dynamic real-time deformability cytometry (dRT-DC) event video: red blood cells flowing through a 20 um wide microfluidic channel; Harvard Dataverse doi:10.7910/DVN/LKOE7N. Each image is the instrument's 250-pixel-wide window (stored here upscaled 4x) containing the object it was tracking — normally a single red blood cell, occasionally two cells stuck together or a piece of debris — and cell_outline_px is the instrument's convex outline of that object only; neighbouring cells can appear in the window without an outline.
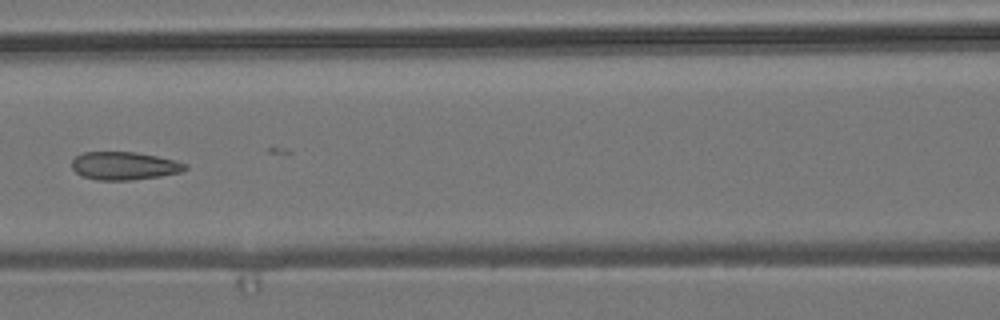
{"species": "common noctule bat (a hibernating species)", "species_latin": "Nyctalus noctula", "temperature_condition": "room temperature", "stored_images_in_passage": 8, "camera_frame_rate_fps": 3000, "um_per_image_px": 0.085, "animal": {"sex": "male", "body_mass_g": 19.2, "forearm_length_mm": 51.8}, "frame": {"image": 1, "passage_image": 6, "time_ms": 6.667, "image_size_px": [1000, 320], "cell_outline_px": [[188, 168], [180, 172], [160, 176], [132, 180], [96, 180], [84, 176], [76, 172], [72, 168], [72, 160], [76, 156], [84, 152], [136, 152], [176, 160], [188, 164]], "centroid_in_image_um": [10.58, 14.09], "position_along_channel_um": 156.0, "area_um2": 18.5}}